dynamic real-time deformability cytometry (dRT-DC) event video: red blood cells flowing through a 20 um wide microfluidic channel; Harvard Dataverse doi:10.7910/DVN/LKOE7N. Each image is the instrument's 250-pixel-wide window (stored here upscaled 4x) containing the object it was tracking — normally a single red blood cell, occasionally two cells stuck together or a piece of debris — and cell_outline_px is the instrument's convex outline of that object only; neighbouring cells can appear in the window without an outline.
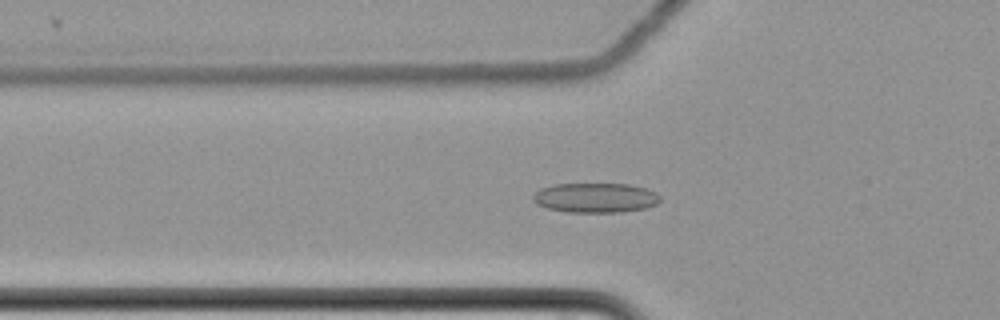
{"species": "common noctule bat (a hibernating species)", "species_latin": "Nyctalus noctula", "temperature_condition": "cold", "stored_images_in_passage": 63, "camera_frame_rate_fps": 3000, "um_per_image_px": 0.085, "animal": {"sex": "female", "body_mass_g": 22.7, "forearm_length_mm": 54.2}, "frame": {"image": 1, "passage_image": 24, "time_ms": 7.667, "image_size_px": [1000, 320], "cell_outline_px": [[660, 200], [656, 204], [644, 208], [620, 212], [568, 212], [548, 208], [536, 204], [532, 200], [532, 196], [540, 188], [552, 184], [632, 184], [656, 192], [660, 196]], "centroid_in_image_um": [50.59, 16.8], "position_along_channel_um": 75.2, "area_um2": 22.02}}
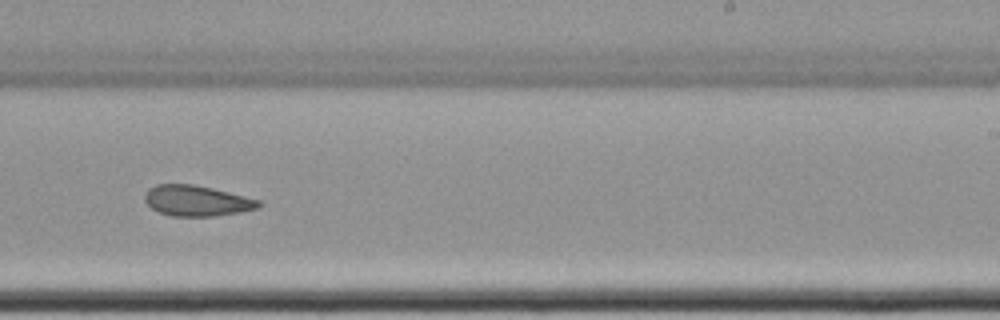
{"frame": {"image": 2, "passage_image": 41, "time_ms": 13.333, "image_size_px": [1000, 320], "cell_outline_px": [[264, 204], [256, 208], [240, 212], [212, 216], [172, 216], [160, 212], [152, 208], [144, 200], [144, 196], [148, 188], [156, 184], [192, 184], [212, 188], [260, 200]], "centroid_in_image_um": [16.71, 17.06], "position_along_channel_um": 272.3, "area_um2": 20.23}}
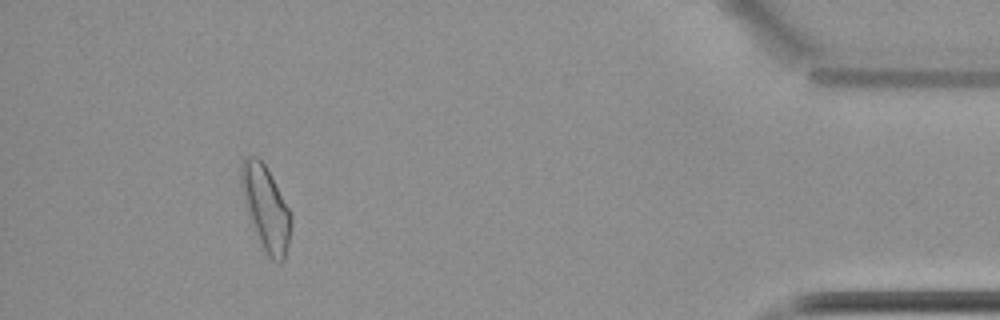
{"frame": {"image": 3, "passage_image": 58, "time_ms": 19.0, "image_size_px": [1000, 320], "cell_outline_px": [[292, 224], [288, 244], [284, 260], [280, 264], [272, 260], [260, 248], [248, 216], [244, 200], [240, 180], [240, 168], [244, 160], [248, 156], [256, 156], [264, 164], [288, 208], [292, 216]], "centroid_in_image_um": [22.58, 17.77], "position_along_channel_um": 412.6, "area_um2": 24.45}, "authors_computed_cell_mechanics": {"area_um2": 22.0218, "velocity_mm_per_s": 3.4904, "shape_relaxation_time_tau1_ms": null, "shape_relaxation_time_tau2_ms": 6.3167, "deformation_change_tau1": null, "deformation_change_tau2": 0.1329}}